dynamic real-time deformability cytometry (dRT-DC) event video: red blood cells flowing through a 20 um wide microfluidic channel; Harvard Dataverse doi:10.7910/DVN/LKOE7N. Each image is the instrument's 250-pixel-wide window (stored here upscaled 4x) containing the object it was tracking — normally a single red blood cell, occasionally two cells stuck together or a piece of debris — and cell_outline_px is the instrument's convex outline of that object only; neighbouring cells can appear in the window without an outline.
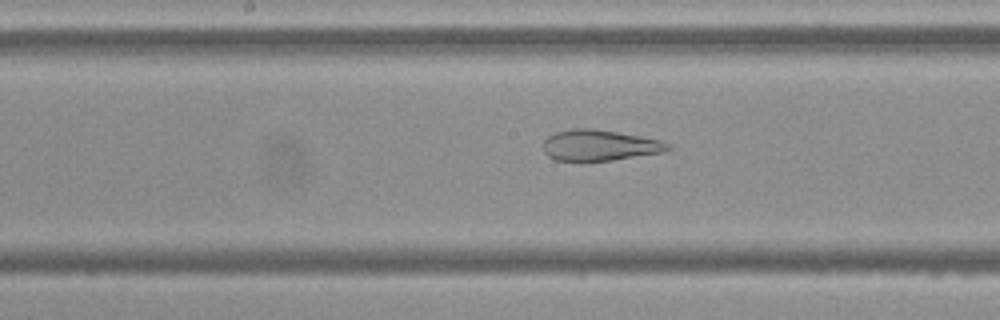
{"species": "Egyptian fruit bat (a non-hibernating species)", "species_latin": "Rousettus aegyptiacus", "temperature_condition": "cold", "stored_images_in_passage": 39, "camera_frame_rate_fps": 3000, "um_per_image_px": 0.085, "frame": {"image": 1, "passage_image": 12, "time_ms": 3.667, "image_size_px": [1000, 320], "cell_outline_px": [[672, 148], [664, 152], [612, 160], [556, 160], [548, 156], [544, 152], [544, 140], [552, 132], [572, 128], [592, 128], [640, 136], [660, 140], [672, 144]], "centroid_in_image_um": [50.97, 12.33], "position_along_channel_um": 197.2, "area_um2": 22.43}}
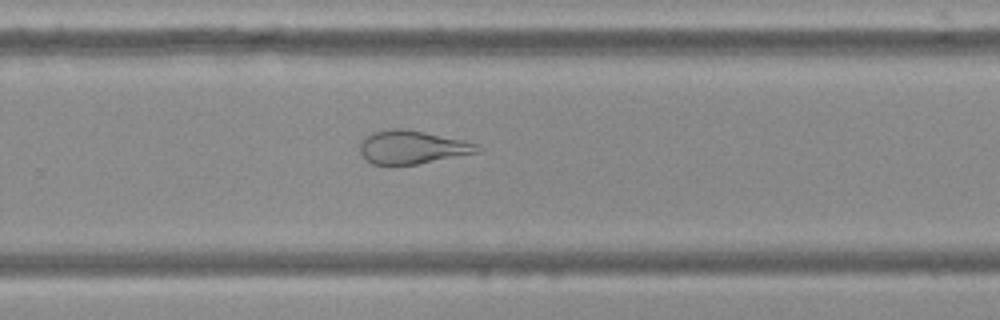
{"frame": {"image": 2, "passage_image": 20, "time_ms": 6.333, "image_size_px": [1000, 320], "cell_outline_px": [[484, 148], [480, 152], [416, 164], [372, 164], [360, 152], [360, 140], [364, 136], [372, 132], [392, 128], [404, 128], [464, 140], [476, 144]], "centroid_in_image_um": [35.04, 12.49], "position_along_channel_um": 294.8, "area_um2": 22.77}}
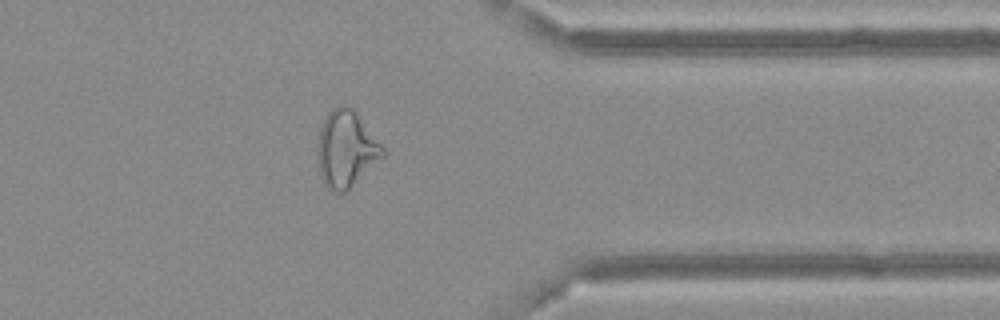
{"frame": {"image": 3, "passage_image": 28, "time_ms": 9.0, "image_size_px": [1000, 320], "cell_outline_px": [[388, 152], [384, 156], [344, 192], [332, 192], [324, 184], [320, 176], [316, 160], [316, 148], [320, 128], [324, 116], [336, 104], [348, 104], [356, 112]], "centroid_in_image_um": [29.38, 12.62], "position_along_channel_um": 382.0, "area_um2": 29.48}, "authors_computed_cell_mechanics": {"area_um2": 26.1834, "velocity_mm_per_s": 3.6657, "shape_relaxation_time_tau1_ms": null, "shape_relaxation_time_tau2_ms": 1.4032, "deformation_change_tau1": null, "deformation_change_tau2": 0.1}}